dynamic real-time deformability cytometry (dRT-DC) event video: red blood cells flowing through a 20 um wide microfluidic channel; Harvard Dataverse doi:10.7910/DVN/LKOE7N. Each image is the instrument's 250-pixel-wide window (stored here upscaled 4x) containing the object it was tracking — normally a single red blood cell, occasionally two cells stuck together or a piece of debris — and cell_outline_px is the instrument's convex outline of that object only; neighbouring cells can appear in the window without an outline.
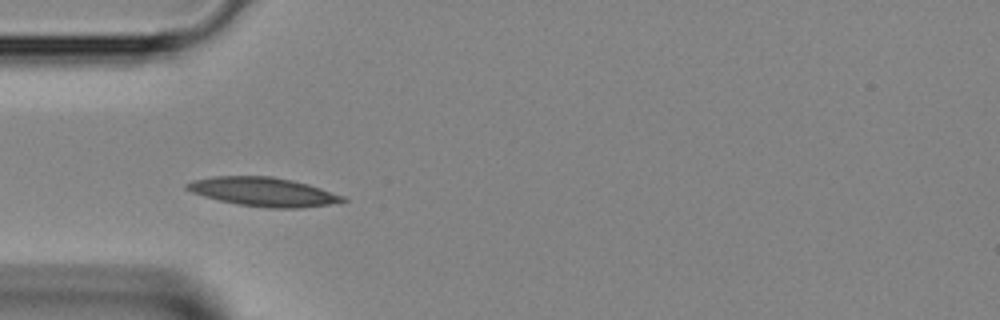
{"species": "Egyptian fruit bat (a non-hibernating species)", "species_latin": "Rousettus aegyptiacus", "temperature_condition": "room temperature", "stored_images_in_passage": 17, "camera_frame_rate_fps": 3000, "um_per_image_px": 0.085, "animal": {"sex": "female"}, "frame": {"image": 1, "passage_image": 1, "time_ms": 0.0, "image_size_px": [1000, 320], "cell_outline_px": [[348, 200], [328, 204], [300, 208], [268, 208], [236, 204], [204, 196], [192, 192], [184, 188], [184, 184], [192, 180], [212, 176], [272, 176], [292, 180], [308, 184], [344, 196]], "centroid_in_image_um": [22.34, 16.3], "position_along_channel_um": 62.7, "area_um2": 26.18}}
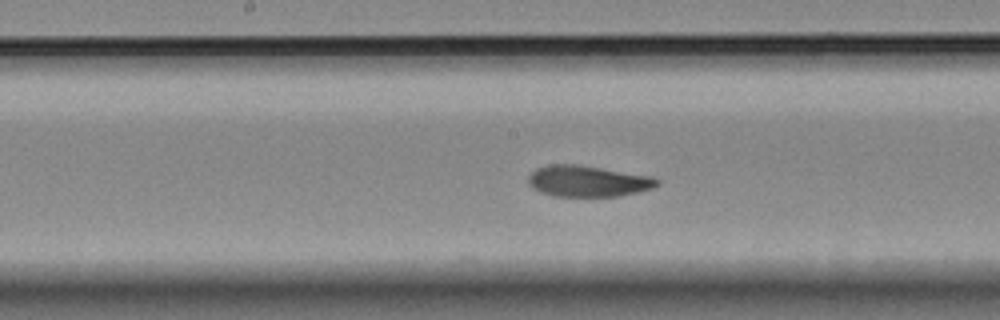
{"frame": {"image": 2, "passage_image": 10, "time_ms": 3.0, "image_size_px": [1000, 320], "cell_outline_px": [[660, 184], [652, 188], [620, 196], [552, 196], [540, 192], [532, 188], [528, 184], [528, 176], [536, 168], [548, 164], [576, 164], [652, 176], [660, 180]], "centroid_in_image_um": [49.94, 15.39], "position_along_channel_um": 198.3, "area_um2": 23.47}}
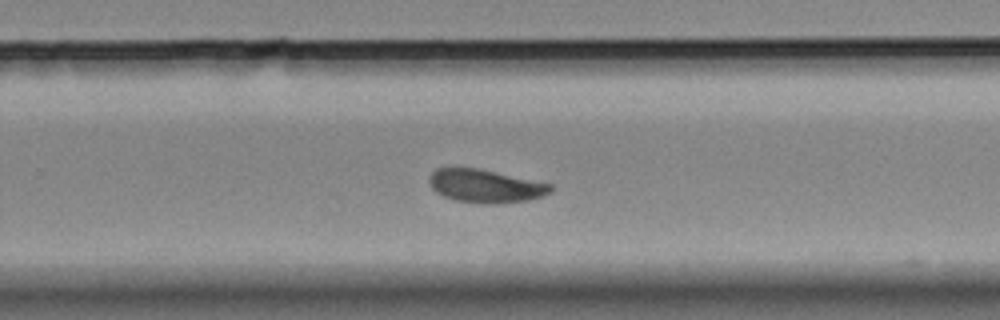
{"frame": {"image": 3, "passage_image": 16, "time_ms": 5.0, "image_size_px": [1000, 320], "cell_outline_px": [[556, 188], [552, 192], [528, 200], [496, 204], [480, 204], [456, 200], [444, 196], [436, 192], [432, 188], [428, 180], [428, 176], [436, 168], [476, 168], [552, 184]], "centroid_in_image_um": [41.26, 15.82], "position_along_channel_um": 288.5, "area_um2": 23.47}}